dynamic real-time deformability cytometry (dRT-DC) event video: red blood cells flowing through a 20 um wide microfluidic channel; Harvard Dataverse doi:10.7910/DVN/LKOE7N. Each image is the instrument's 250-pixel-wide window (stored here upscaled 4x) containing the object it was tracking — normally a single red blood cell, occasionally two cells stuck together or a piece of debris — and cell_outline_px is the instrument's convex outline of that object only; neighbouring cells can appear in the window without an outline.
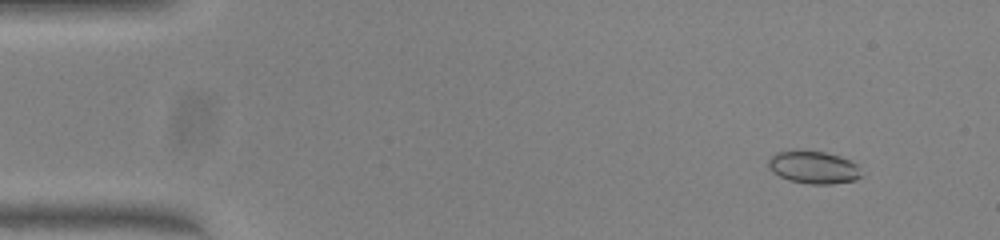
{"species": "common noctule bat (a hibernating species)", "species_latin": "Nyctalus noctula", "temperature_condition": "warm", "stored_images_in_passage": 51, "camera_frame_rate_fps": 3000, "um_per_image_px": 0.085, "animal": {"sex": "female", "body_mass_g": 23.0, "forearm_length_mm": 53.4}, "frame": {"image": 1, "passage_image": 5, "time_ms": 1.333, "image_size_px": [1000, 240], "cell_outline_px": [[860, 176], [856, 180], [832, 184], [812, 184], [788, 180], [772, 172], [768, 168], [768, 160], [776, 152], [792, 148], [800, 148], [824, 152], [840, 156], [856, 164]], "centroid_in_image_um": [69.07, 14.18], "position_along_channel_um": 15.9, "area_um2": 17.98}}
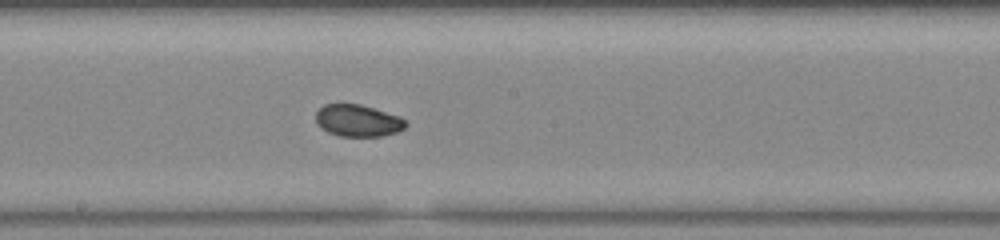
{"frame": {"image": 2, "passage_image": 28, "time_ms": 9.0, "image_size_px": [1000, 240], "cell_outline_px": [[408, 124], [404, 128], [396, 132], [384, 136], [340, 136], [328, 132], [320, 128], [316, 124], [316, 112], [324, 104], [360, 104], [400, 116]], "centroid_in_image_um": [30.41, 10.25], "position_along_channel_um": 217.8, "area_um2": 16.76}}
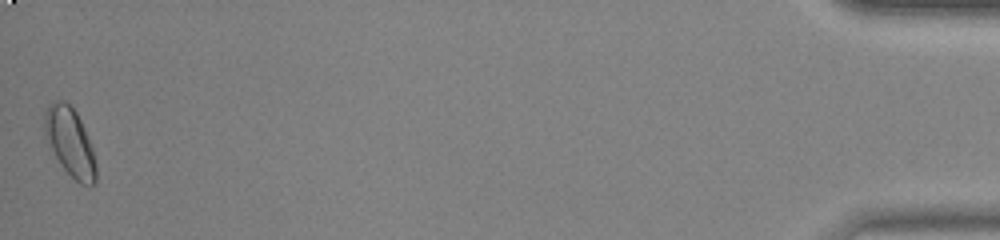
{"frame": {"image": 3, "passage_image": 51, "time_ms": 16.667, "image_size_px": [1000, 240], "cell_outline_px": [[96, 184], [80, 184], [60, 164], [44, 132], [44, 112], [48, 104], [56, 100], [64, 100], [76, 112], [80, 120], [92, 148], [96, 164]], "centroid_in_image_um": [5.95, 12.05], "position_along_channel_um": 429.3, "area_um2": 20.06}, "authors_computed_cell_mechanics": {"area_um2": 17.4556, "velocity_mm_per_s": 4.035, "shape_relaxation_time_tau1_ms": 7.4033, "shape_relaxation_time_tau2_ms": 3.1943, "deformation_change_tau1": 0.1424, "deformation_change_tau2": 0.0435}}